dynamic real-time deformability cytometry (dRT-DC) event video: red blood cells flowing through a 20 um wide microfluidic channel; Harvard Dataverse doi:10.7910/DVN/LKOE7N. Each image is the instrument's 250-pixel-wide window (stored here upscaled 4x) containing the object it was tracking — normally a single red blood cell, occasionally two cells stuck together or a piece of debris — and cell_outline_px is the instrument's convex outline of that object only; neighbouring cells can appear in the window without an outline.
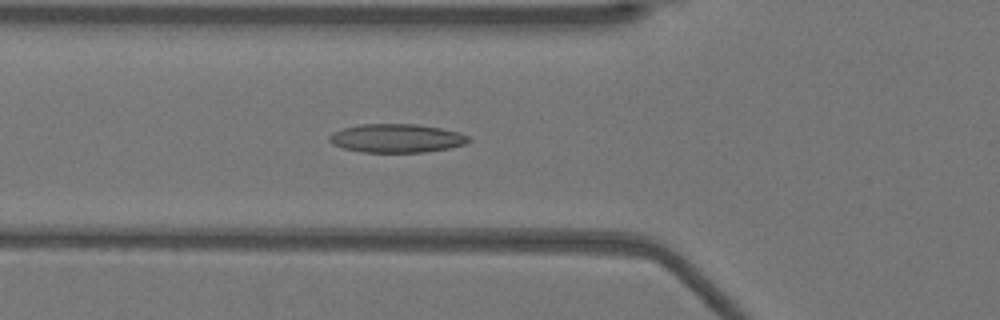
{"species": "Egyptian fruit bat (a non-hibernating species)", "species_latin": "Rousettus aegyptiacus", "temperature_condition": "warm", "stored_images_in_passage": 51, "camera_frame_rate_fps": 3000, "um_per_image_px": 0.085, "animal": {"sex": "female"}, "frame": {"image": 1, "passage_image": 17, "time_ms": 5.333, "image_size_px": [1000, 320], "cell_outline_px": [[472, 140], [464, 144], [448, 148], [424, 152], [360, 152], [344, 148], [332, 144], [328, 140], [328, 136], [332, 132], [344, 128], [360, 124], [416, 124], [440, 128], [460, 132], [468, 136]], "centroid_in_image_um": [33.69, 11.75], "position_along_channel_um": 92.1, "area_um2": 23.24}}
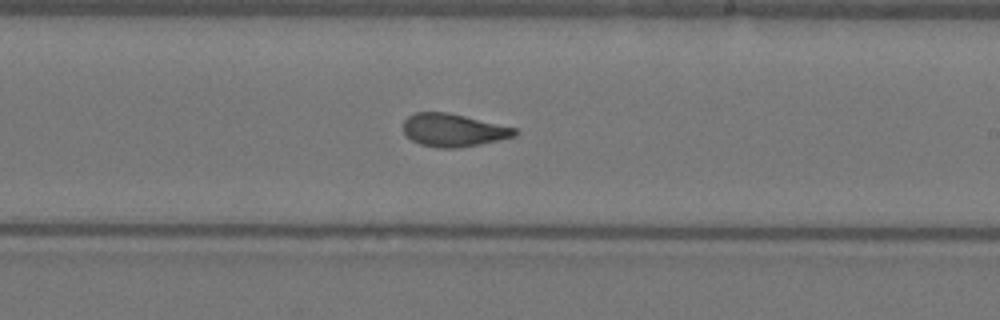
{"frame": {"image": 2, "passage_image": 29, "time_ms": 9.333, "image_size_px": [1000, 320], "cell_outline_px": [[520, 132], [516, 136], [500, 140], [480, 144], [456, 148], [436, 148], [420, 144], [412, 140], [404, 132], [404, 120], [408, 116], [416, 112], [448, 112], [516, 128]], "centroid_in_image_um": [38.56, 11.06], "position_along_channel_um": 250.4, "area_um2": 21.39}}
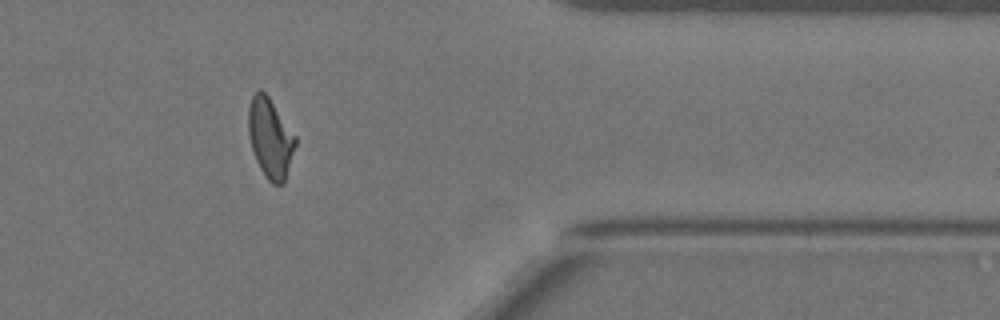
{"frame": {"image": 3, "passage_image": 41, "time_ms": 13.333, "image_size_px": [1000, 320], "cell_outline_px": [[296, 144], [284, 184], [272, 184], [264, 176], [256, 160], [252, 148], [248, 132], [248, 108], [252, 96], [260, 88], [268, 96], [296, 136]], "centroid_in_image_um": [22.97, 11.75], "position_along_channel_um": 388.4, "area_um2": 21.73}, "authors_computed_cell_mechanics": {"area_um2": 21.9062, "velocity_mm_per_s": 3.9473, "shape_relaxation_time_tau1_ms": 8.9304, "shape_relaxation_time_tau2_ms": 1.7224, "deformation_change_tau1": 0.2496, "deformation_change_tau2": 0.0855}}